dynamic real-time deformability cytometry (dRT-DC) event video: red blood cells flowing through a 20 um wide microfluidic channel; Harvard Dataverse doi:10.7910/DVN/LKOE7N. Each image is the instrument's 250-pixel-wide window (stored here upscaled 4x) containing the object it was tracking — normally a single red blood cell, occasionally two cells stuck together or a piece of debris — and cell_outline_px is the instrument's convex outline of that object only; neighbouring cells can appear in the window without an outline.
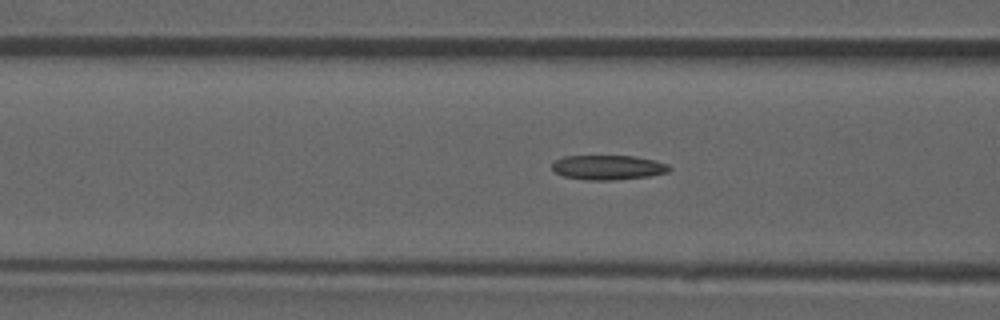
{"species": "common noctule bat (a hibernating species)", "species_latin": "Nyctalus noctula", "temperature_condition": "room temperature", "stored_images_in_passage": 43, "camera_frame_rate_fps": 3000, "um_per_image_px": 0.085, "animal": {"sex": "male", "forearm_length_mm": 52.5}, "frame": {"image": 1, "passage_image": 19, "time_ms": 6.0, "image_size_px": [1000, 320], "cell_outline_px": [[672, 168], [668, 172], [648, 176], [612, 180], [588, 180], [564, 176], [556, 172], [552, 168], [552, 164], [556, 160], [564, 156], [636, 156], [656, 160], [668, 164]], "centroid_in_image_um": [51.72, 14.22], "position_along_channel_um": 114.9, "area_um2": 16.76}}